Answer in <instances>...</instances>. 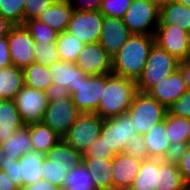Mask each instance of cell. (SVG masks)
Wrapping results in <instances>:
<instances>
[{"label":"cell","instance_id":"d4e9b609","mask_svg":"<svg viewBox=\"0 0 190 190\" xmlns=\"http://www.w3.org/2000/svg\"><path fill=\"white\" fill-rule=\"evenodd\" d=\"M31 137L32 151L46 154L62 138L43 122L32 123L28 125Z\"/></svg>","mask_w":190,"mask_h":190},{"label":"cell","instance_id":"f1b7e54d","mask_svg":"<svg viewBox=\"0 0 190 190\" xmlns=\"http://www.w3.org/2000/svg\"><path fill=\"white\" fill-rule=\"evenodd\" d=\"M159 166L160 159L149 158L142 160L138 174L130 188L132 190H155Z\"/></svg>","mask_w":190,"mask_h":190},{"label":"cell","instance_id":"5bb4252c","mask_svg":"<svg viewBox=\"0 0 190 190\" xmlns=\"http://www.w3.org/2000/svg\"><path fill=\"white\" fill-rule=\"evenodd\" d=\"M75 65L87 75L112 73V59L98 42L85 44L75 60Z\"/></svg>","mask_w":190,"mask_h":190},{"label":"cell","instance_id":"277c9868","mask_svg":"<svg viewBox=\"0 0 190 190\" xmlns=\"http://www.w3.org/2000/svg\"><path fill=\"white\" fill-rule=\"evenodd\" d=\"M160 3L156 0H132L123 22L132 34L154 35L159 24Z\"/></svg>","mask_w":190,"mask_h":190},{"label":"cell","instance_id":"816d5d0a","mask_svg":"<svg viewBox=\"0 0 190 190\" xmlns=\"http://www.w3.org/2000/svg\"><path fill=\"white\" fill-rule=\"evenodd\" d=\"M178 68L181 70V73L184 77L187 90H190V62L180 61Z\"/></svg>","mask_w":190,"mask_h":190},{"label":"cell","instance_id":"4316f807","mask_svg":"<svg viewBox=\"0 0 190 190\" xmlns=\"http://www.w3.org/2000/svg\"><path fill=\"white\" fill-rule=\"evenodd\" d=\"M45 154L30 151L19 159V172L23 180V188L42 180V163Z\"/></svg>","mask_w":190,"mask_h":190},{"label":"cell","instance_id":"b9f144b4","mask_svg":"<svg viewBox=\"0 0 190 190\" xmlns=\"http://www.w3.org/2000/svg\"><path fill=\"white\" fill-rule=\"evenodd\" d=\"M173 159L180 171L184 181L190 180V143L175 152Z\"/></svg>","mask_w":190,"mask_h":190},{"label":"cell","instance_id":"ffe728a7","mask_svg":"<svg viewBox=\"0 0 190 190\" xmlns=\"http://www.w3.org/2000/svg\"><path fill=\"white\" fill-rule=\"evenodd\" d=\"M158 25H173L190 33V9L176 0L161 2Z\"/></svg>","mask_w":190,"mask_h":190},{"label":"cell","instance_id":"e575fe53","mask_svg":"<svg viewBox=\"0 0 190 190\" xmlns=\"http://www.w3.org/2000/svg\"><path fill=\"white\" fill-rule=\"evenodd\" d=\"M23 26L33 37L35 43H38L40 45L56 44L59 33L48 25L41 23L38 19L24 21Z\"/></svg>","mask_w":190,"mask_h":190},{"label":"cell","instance_id":"30bf717a","mask_svg":"<svg viewBox=\"0 0 190 190\" xmlns=\"http://www.w3.org/2000/svg\"><path fill=\"white\" fill-rule=\"evenodd\" d=\"M104 21L100 11H74L66 31L84 44L97 43Z\"/></svg>","mask_w":190,"mask_h":190},{"label":"cell","instance_id":"d6986e66","mask_svg":"<svg viewBox=\"0 0 190 190\" xmlns=\"http://www.w3.org/2000/svg\"><path fill=\"white\" fill-rule=\"evenodd\" d=\"M48 71L52 77V84H61L63 87L68 88L70 95L75 92L81 78L87 75L75 63L63 60H58L48 66Z\"/></svg>","mask_w":190,"mask_h":190},{"label":"cell","instance_id":"e0dca14e","mask_svg":"<svg viewBox=\"0 0 190 190\" xmlns=\"http://www.w3.org/2000/svg\"><path fill=\"white\" fill-rule=\"evenodd\" d=\"M142 160L124 153L112 158L113 190L130 188L138 174Z\"/></svg>","mask_w":190,"mask_h":190},{"label":"cell","instance_id":"836d02e7","mask_svg":"<svg viewBox=\"0 0 190 190\" xmlns=\"http://www.w3.org/2000/svg\"><path fill=\"white\" fill-rule=\"evenodd\" d=\"M76 36L68 33L66 30L60 33L56 40L57 50L60 55V60L75 63L77 56L84 47Z\"/></svg>","mask_w":190,"mask_h":190},{"label":"cell","instance_id":"52a82bcc","mask_svg":"<svg viewBox=\"0 0 190 190\" xmlns=\"http://www.w3.org/2000/svg\"><path fill=\"white\" fill-rule=\"evenodd\" d=\"M137 134L131 115L127 112L104 119L100 137H102L107 149H111L117 155L123 153L127 141Z\"/></svg>","mask_w":190,"mask_h":190},{"label":"cell","instance_id":"4fadbf2b","mask_svg":"<svg viewBox=\"0 0 190 190\" xmlns=\"http://www.w3.org/2000/svg\"><path fill=\"white\" fill-rule=\"evenodd\" d=\"M189 34L190 33L177 26L158 25L154 33V40L155 44L166 50L177 60L185 61Z\"/></svg>","mask_w":190,"mask_h":190},{"label":"cell","instance_id":"7c38bea8","mask_svg":"<svg viewBox=\"0 0 190 190\" xmlns=\"http://www.w3.org/2000/svg\"><path fill=\"white\" fill-rule=\"evenodd\" d=\"M9 53L12 64L24 69L34 63L35 41L23 25H13L8 34Z\"/></svg>","mask_w":190,"mask_h":190},{"label":"cell","instance_id":"d6a6232c","mask_svg":"<svg viewBox=\"0 0 190 190\" xmlns=\"http://www.w3.org/2000/svg\"><path fill=\"white\" fill-rule=\"evenodd\" d=\"M45 157L48 160L58 161L63 165L70 166L71 169L83 163L82 153L75 151L62 139L45 154Z\"/></svg>","mask_w":190,"mask_h":190},{"label":"cell","instance_id":"ee69618b","mask_svg":"<svg viewBox=\"0 0 190 190\" xmlns=\"http://www.w3.org/2000/svg\"><path fill=\"white\" fill-rule=\"evenodd\" d=\"M167 110L171 115L190 119V90H187Z\"/></svg>","mask_w":190,"mask_h":190},{"label":"cell","instance_id":"7a4b0ae2","mask_svg":"<svg viewBox=\"0 0 190 190\" xmlns=\"http://www.w3.org/2000/svg\"><path fill=\"white\" fill-rule=\"evenodd\" d=\"M137 92L136 80L105 74V88L96 114L109 119L127 113Z\"/></svg>","mask_w":190,"mask_h":190},{"label":"cell","instance_id":"4dcf8cb0","mask_svg":"<svg viewBox=\"0 0 190 190\" xmlns=\"http://www.w3.org/2000/svg\"><path fill=\"white\" fill-rule=\"evenodd\" d=\"M0 147L11 156H23L32 151L28 125L15 131L13 135L0 144Z\"/></svg>","mask_w":190,"mask_h":190},{"label":"cell","instance_id":"f907efd6","mask_svg":"<svg viewBox=\"0 0 190 190\" xmlns=\"http://www.w3.org/2000/svg\"><path fill=\"white\" fill-rule=\"evenodd\" d=\"M22 190H60V189L42 179V180L37 181L34 184H31L23 188Z\"/></svg>","mask_w":190,"mask_h":190},{"label":"cell","instance_id":"9f6ffc18","mask_svg":"<svg viewBox=\"0 0 190 190\" xmlns=\"http://www.w3.org/2000/svg\"><path fill=\"white\" fill-rule=\"evenodd\" d=\"M190 9V0H176Z\"/></svg>","mask_w":190,"mask_h":190},{"label":"cell","instance_id":"1f68e13d","mask_svg":"<svg viewBox=\"0 0 190 190\" xmlns=\"http://www.w3.org/2000/svg\"><path fill=\"white\" fill-rule=\"evenodd\" d=\"M24 83L30 88L46 91L52 85V77L48 66L39 63H31L23 69Z\"/></svg>","mask_w":190,"mask_h":190},{"label":"cell","instance_id":"bcb514c9","mask_svg":"<svg viewBox=\"0 0 190 190\" xmlns=\"http://www.w3.org/2000/svg\"><path fill=\"white\" fill-rule=\"evenodd\" d=\"M74 11H99L101 0H69Z\"/></svg>","mask_w":190,"mask_h":190},{"label":"cell","instance_id":"44dd1931","mask_svg":"<svg viewBox=\"0 0 190 190\" xmlns=\"http://www.w3.org/2000/svg\"><path fill=\"white\" fill-rule=\"evenodd\" d=\"M73 12L69 0H56L37 19L60 34L67 29Z\"/></svg>","mask_w":190,"mask_h":190},{"label":"cell","instance_id":"9a60e30c","mask_svg":"<svg viewBox=\"0 0 190 190\" xmlns=\"http://www.w3.org/2000/svg\"><path fill=\"white\" fill-rule=\"evenodd\" d=\"M132 35L123 19L104 16L99 44L112 58Z\"/></svg>","mask_w":190,"mask_h":190},{"label":"cell","instance_id":"d590c367","mask_svg":"<svg viewBox=\"0 0 190 190\" xmlns=\"http://www.w3.org/2000/svg\"><path fill=\"white\" fill-rule=\"evenodd\" d=\"M70 166L63 165L58 161L48 160L46 157L42 163V179L61 190L67 171Z\"/></svg>","mask_w":190,"mask_h":190},{"label":"cell","instance_id":"ab89813d","mask_svg":"<svg viewBox=\"0 0 190 190\" xmlns=\"http://www.w3.org/2000/svg\"><path fill=\"white\" fill-rule=\"evenodd\" d=\"M56 0H25L23 9V23L31 19H37Z\"/></svg>","mask_w":190,"mask_h":190},{"label":"cell","instance_id":"ac0fdd59","mask_svg":"<svg viewBox=\"0 0 190 190\" xmlns=\"http://www.w3.org/2000/svg\"><path fill=\"white\" fill-rule=\"evenodd\" d=\"M165 118L163 121L154 125L146 134L143 135L148 158L172 159L175 151L172 149L166 134Z\"/></svg>","mask_w":190,"mask_h":190},{"label":"cell","instance_id":"f35d334b","mask_svg":"<svg viewBox=\"0 0 190 190\" xmlns=\"http://www.w3.org/2000/svg\"><path fill=\"white\" fill-rule=\"evenodd\" d=\"M132 0H101L99 11L107 17L123 19Z\"/></svg>","mask_w":190,"mask_h":190},{"label":"cell","instance_id":"6da1fadb","mask_svg":"<svg viewBox=\"0 0 190 190\" xmlns=\"http://www.w3.org/2000/svg\"><path fill=\"white\" fill-rule=\"evenodd\" d=\"M154 43V35L132 34L111 58L112 74L137 81Z\"/></svg>","mask_w":190,"mask_h":190},{"label":"cell","instance_id":"cb8c5ba5","mask_svg":"<svg viewBox=\"0 0 190 190\" xmlns=\"http://www.w3.org/2000/svg\"><path fill=\"white\" fill-rule=\"evenodd\" d=\"M96 190H113L112 159L83 158Z\"/></svg>","mask_w":190,"mask_h":190},{"label":"cell","instance_id":"f6af8a7d","mask_svg":"<svg viewBox=\"0 0 190 190\" xmlns=\"http://www.w3.org/2000/svg\"><path fill=\"white\" fill-rule=\"evenodd\" d=\"M2 171L7 174V177H9L20 190L23 189V180L19 172V160H16L13 164L10 165H3Z\"/></svg>","mask_w":190,"mask_h":190},{"label":"cell","instance_id":"8d00e7d4","mask_svg":"<svg viewBox=\"0 0 190 190\" xmlns=\"http://www.w3.org/2000/svg\"><path fill=\"white\" fill-rule=\"evenodd\" d=\"M25 0H0V14L13 25H23Z\"/></svg>","mask_w":190,"mask_h":190},{"label":"cell","instance_id":"5b68a950","mask_svg":"<svg viewBox=\"0 0 190 190\" xmlns=\"http://www.w3.org/2000/svg\"><path fill=\"white\" fill-rule=\"evenodd\" d=\"M167 109L148 93L137 92L128 109L139 135L146 134L154 125L163 121Z\"/></svg>","mask_w":190,"mask_h":190},{"label":"cell","instance_id":"681fc988","mask_svg":"<svg viewBox=\"0 0 190 190\" xmlns=\"http://www.w3.org/2000/svg\"><path fill=\"white\" fill-rule=\"evenodd\" d=\"M0 190H20L18 186L12 182V180L7 177V174H5L0 169Z\"/></svg>","mask_w":190,"mask_h":190},{"label":"cell","instance_id":"603a6c76","mask_svg":"<svg viewBox=\"0 0 190 190\" xmlns=\"http://www.w3.org/2000/svg\"><path fill=\"white\" fill-rule=\"evenodd\" d=\"M24 126L14 100L0 99V144Z\"/></svg>","mask_w":190,"mask_h":190},{"label":"cell","instance_id":"484cf974","mask_svg":"<svg viewBox=\"0 0 190 190\" xmlns=\"http://www.w3.org/2000/svg\"><path fill=\"white\" fill-rule=\"evenodd\" d=\"M185 181L177 168L175 160L160 159L158 180L155 190H184Z\"/></svg>","mask_w":190,"mask_h":190},{"label":"cell","instance_id":"9c48e42d","mask_svg":"<svg viewBox=\"0 0 190 190\" xmlns=\"http://www.w3.org/2000/svg\"><path fill=\"white\" fill-rule=\"evenodd\" d=\"M81 113L72 98L65 97L55 102H49L42 122L62 138Z\"/></svg>","mask_w":190,"mask_h":190},{"label":"cell","instance_id":"ba28073f","mask_svg":"<svg viewBox=\"0 0 190 190\" xmlns=\"http://www.w3.org/2000/svg\"><path fill=\"white\" fill-rule=\"evenodd\" d=\"M14 102L25 125L42 122L49 104L45 91L26 85L16 94Z\"/></svg>","mask_w":190,"mask_h":190},{"label":"cell","instance_id":"3957f363","mask_svg":"<svg viewBox=\"0 0 190 190\" xmlns=\"http://www.w3.org/2000/svg\"><path fill=\"white\" fill-rule=\"evenodd\" d=\"M179 60L166 50L153 44L141 76L137 79V91L147 93L154 85L179 67Z\"/></svg>","mask_w":190,"mask_h":190},{"label":"cell","instance_id":"91938a15","mask_svg":"<svg viewBox=\"0 0 190 190\" xmlns=\"http://www.w3.org/2000/svg\"><path fill=\"white\" fill-rule=\"evenodd\" d=\"M156 1H158L159 3H161V2H164V1H167V0H156Z\"/></svg>","mask_w":190,"mask_h":190},{"label":"cell","instance_id":"f546056e","mask_svg":"<svg viewBox=\"0 0 190 190\" xmlns=\"http://www.w3.org/2000/svg\"><path fill=\"white\" fill-rule=\"evenodd\" d=\"M61 190H96L94 181L84 163L67 171Z\"/></svg>","mask_w":190,"mask_h":190},{"label":"cell","instance_id":"11a10c76","mask_svg":"<svg viewBox=\"0 0 190 190\" xmlns=\"http://www.w3.org/2000/svg\"><path fill=\"white\" fill-rule=\"evenodd\" d=\"M185 61L190 62V34H189L188 50H187V55H186V60Z\"/></svg>","mask_w":190,"mask_h":190},{"label":"cell","instance_id":"74e56055","mask_svg":"<svg viewBox=\"0 0 190 190\" xmlns=\"http://www.w3.org/2000/svg\"><path fill=\"white\" fill-rule=\"evenodd\" d=\"M35 63L44 66H50L54 62L60 60V55L57 50L56 44H38L34 45Z\"/></svg>","mask_w":190,"mask_h":190},{"label":"cell","instance_id":"2e32d148","mask_svg":"<svg viewBox=\"0 0 190 190\" xmlns=\"http://www.w3.org/2000/svg\"><path fill=\"white\" fill-rule=\"evenodd\" d=\"M186 91L184 77L178 68L154 85L147 93L168 109Z\"/></svg>","mask_w":190,"mask_h":190},{"label":"cell","instance_id":"6f0895ef","mask_svg":"<svg viewBox=\"0 0 190 190\" xmlns=\"http://www.w3.org/2000/svg\"><path fill=\"white\" fill-rule=\"evenodd\" d=\"M184 190H190V180L185 182Z\"/></svg>","mask_w":190,"mask_h":190},{"label":"cell","instance_id":"db71d44e","mask_svg":"<svg viewBox=\"0 0 190 190\" xmlns=\"http://www.w3.org/2000/svg\"><path fill=\"white\" fill-rule=\"evenodd\" d=\"M13 24L0 14V37L7 36Z\"/></svg>","mask_w":190,"mask_h":190},{"label":"cell","instance_id":"7dc6e473","mask_svg":"<svg viewBox=\"0 0 190 190\" xmlns=\"http://www.w3.org/2000/svg\"><path fill=\"white\" fill-rule=\"evenodd\" d=\"M48 102H55L61 98L70 97L68 88L63 87L61 84L51 85L46 89Z\"/></svg>","mask_w":190,"mask_h":190},{"label":"cell","instance_id":"83f0119b","mask_svg":"<svg viewBox=\"0 0 190 190\" xmlns=\"http://www.w3.org/2000/svg\"><path fill=\"white\" fill-rule=\"evenodd\" d=\"M24 85L23 69L15 65L0 69V99L14 100Z\"/></svg>","mask_w":190,"mask_h":190},{"label":"cell","instance_id":"8992f818","mask_svg":"<svg viewBox=\"0 0 190 190\" xmlns=\"http://www.w3.org/2000/svg\"><path fill=\"white\" fill-rule=\"evenodd\" d=\"M103 121L96 113H81L62 140L83 154L100 137Z\"/></svg>","mask_w":190,"mask_h":190},{"label":"cell","instance_id":"60d3db41","mask_svg":"<svg viewBox=\"0 0 190 190\" xmlns=\"http://www.w3.org/2000/svg\"><path fill=\"white\" fill-rule=\"evenodd\" d=\"M123 153L139 158L141 160L149 159L143 135L137 134L136 136L128 140Z\"/></svg>","mask_w":190,"mask_h":190},{"label":"cell","instance_id":"f5cc1de1","mask_svg":"<svg viewBox=\"0 0 190 190\" xmlns=\"http://www.w3.org/2000/svg\"><path fill=\"white\" fill-rule=\"evenodd\" d=\"M22 156H11L7 154L3 148L0 147V169H3V165L13 164L16 160H19Z\"/></svg>","mask_w":190,"mask_h":190},{"label":"cell","instance_id":"7bdbcfd3","mask_svg":"<svg viewBox=\"0 0 190 190\" xmlns=\"http://www.w3.org/2000/svg\"><path fill=\"white\" fill-rule=\"evenodd\" d=\"M83 158H105L112 159L115 154L111 149H107L103 142L102 137L95 139V141L84 151L82 154Z\"/></svg>","mask_w":190,"mask_h":190},{"label":"cell","instance_id":"c3c4849f","mask_svg":"<svg viewBox=\"0 0 190 190\" xmlns=\"http://www.w3.org/2000/svg\"><path fill=\"white\" fill-rule=\"evenodd\" d=\"M9 53L8 35L0 37V69L12 66Z\"/></svg>","mask_w":190,"mask_h":190},{"label":"cell","instance_id":"8fae6325","mask_svg":"<svg viewBox=\"0 0 190 190\" xmlns=\"http://www.w3.org/2000/svg\"><path fill=\"white\" fill-rule=\"evenodd\" d=\"M105 88L104 75H85L81 78L74 93L70 95L73 103L82 113H96Z\"/></svg>","mask_w":190,"mask_h":190},{"label":"cell","instance_id":"680465c9","mask_svg":"<svg viewBox=\"0 0 190 190\" xmlns=\"http://www.w3.org/2000/svg\"><path fill=\"white\" fill-rule=\"evenodd\" d=\"M118 190H132L131 188H124V189H118Z\"/></svg>","mask_w":190,"mask_h":190},{"label":"cell","instance_id":"7402d4cb","mask_svg":"<svg viewBox=\"0 0 190 190\" xmlns=\"http://www.w3.org/2000/svg\"><path fill=\"white\" fill-rule=\"evenodd\" d=\"M165 127L166 136L175 152L190 143V119L171 115L167 111Z\"/></svg>","mask_w":190,"mask_h":190}]
</instances>
